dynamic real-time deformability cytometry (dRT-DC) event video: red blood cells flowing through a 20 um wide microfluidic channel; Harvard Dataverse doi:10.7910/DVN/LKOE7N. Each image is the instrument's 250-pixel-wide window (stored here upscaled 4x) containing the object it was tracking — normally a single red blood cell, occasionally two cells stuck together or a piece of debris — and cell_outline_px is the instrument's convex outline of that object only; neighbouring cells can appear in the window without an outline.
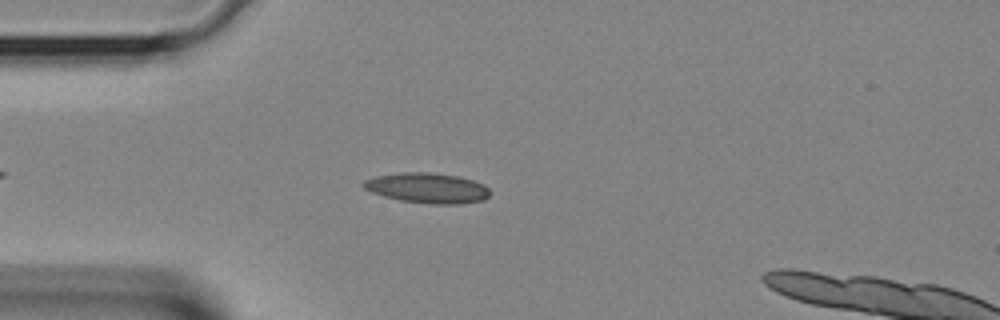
{"species": "Egyptian fruit bat (a non-hibernating species)", "species_latin": "Rousettus aegyptiacus", "temperature_condition": "room temperature", "stored_images_in_passage": 31, "camera_frame_rate_fps": 3000, "um_per_image_px": 0.085, "animal": {"sex": "female"}, "frame": {"image": 1, "passage_image": 6, "time_ms": 1.667, "image_size_px": [1000, 320], "cell_outline_px": [[492, 192], [484, 200], [460, 204], [432, 204], [400, 200], [384, 196], [372, 192], [364, 188], [360, 184], [364, 180], [376, 176], [400, 172], [428, 172], [456, 176], [472, 180], [484, 184]], "centroid_in_image_um": [36.33, 15.98], "position_along_channel_um": 48.7, "area_um2": 22.31}}
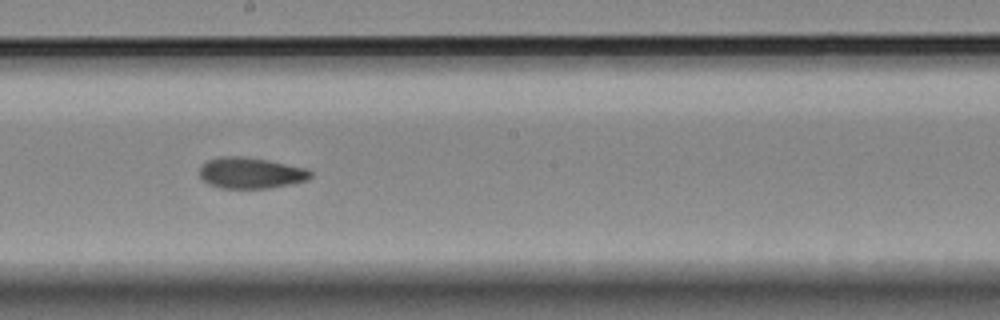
{"frame": {"image": 2, "passage_image": 17, "time_ms": 5.333, "image_size_px": [1000, 320], "cell_outline_px": [[312, 176], [308, 180], [268, 188], [220, 188], [208, 184], [200, 176], [200, 168], [208, 160], [220, 156], [240, 156], [268, 160], [308, 168], [312, 172]], "centroid_in_image_um": [21.33, 14.7], "position_along_channel_um": 226.9, "area_um2": 20.06}}
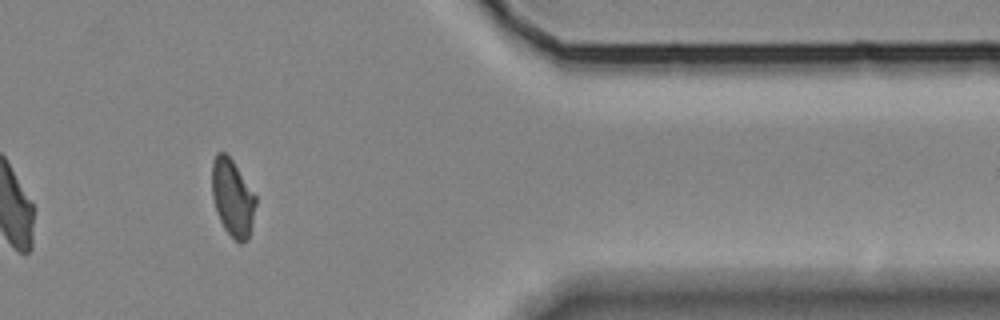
{"frame": {"image": 3, "passage_image": 28, "time_ms": 9.0, "image_size_px": [1000, 320], "cell_outline_px": [[256, 204], [252, 224], [248, 240], [240, 244], [224, 228], [220, 220], [212, 196], [212, 160], [216, 152], [224, 152], [232, 160], [256, 196]], "centroid_in_image_um": [19.76, 16.8], "position_along_channel_um": 391.6, "area_um2": 19.48}}